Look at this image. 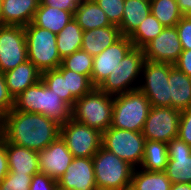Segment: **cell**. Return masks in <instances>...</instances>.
I'll list each match as a JSON object with an SVG mask.
<instances>
[{"label": "cell", "mask_w": 191, "mask_h": 190, "mask_svg": "<svg viewBox=\"0 0 191 190\" xmlns=\"http://www.w3.org/2000/svg\"><path fill=\"white\" fill-rule=\"evenodd\" d=\"M0 134L12 144L41 151L60 136V124L43 114L12 108L0 121Z\"/></svg>", "instance_id": "6da1fadb"}, {"label": "cell", "mask_w": 191, "mask_h": 190, "mask_svg": "<svg viewBox=\"0 0 191 190\" xmlns=\"http://www.w3.org/2000/svg\"><path fill=\"white\" fill-rule=\"evenodd\" d=\"M14 108L18 111L43 114L60 125L72 119V107L50 90L42 80L16 97Z\"/></svg>", "instance_id": "7a4b0ae2"}, {"label": "cell", "mask_w": 191, "mask_h": 190, "mask_svg": "<svg viewBox=\"0 0 191 190\" xmlns=\"http://www.w3.org/2000/svg\"><path fill=\"white\" fill-rule=\"evenodd\" d=\"M112 112L113 96L94 87L75 101L72 107V119L103 133L111 126Z\"/></svg>", "instance_id": "3957f363"}, {"label": "cell", "mask_w": 191, "mask_h": 190, "mask_svg": "<svg viewBox=\"0 0 191 190\" xmlns=\"http://www.w3.org/2000/svg\"><path fill=\"white\" fill-rule=\"evenodd\" d=\"M97 190H129L134 167L103 146L92 157Z\"/></svg>", "instance_id": "277c9868"}, {"label": "cell", "mask_w": 191, "mask_h": 190, "mask_svg": "<svg viewBox=\"0 0 191 190\" xmlns=\"http://www.w3.org/2000/svg\"><path fill=\"white\" fill-rule=\"evenodd\" d=\"M151 104L139 89L113 96L111 127L142 132Z\"/></svg>", "instance_id": "5b68a950"}, {"label": "cell", "mask_w": 191, "mask_h": 190, "mask_svg": "<svg viewBox=\"0 0 191 190\" xmlns=\"http://www.w3.org/2000/svg\"><path fill=\"white\" fill-rule=\"evenodd\" d=\"M28 60L43 73L57 69L61 65V57L56 45V34L35 26L32 23L24 27Z\"/></svg>", "instance_id": "8992f818"}, {"label": "cell", "mask_w": 191, "mask_h": 190, "mask_svg": "<svg viewBox=\"0 0 191 190\" xmlns=\"http://www.w3.org/2000/svg\"><path fill=\"white\" fill-rule=\"evenodd\" d=\"M144 61L143 49L133 48L98 88L112 96L138 89L139 86H133V83L141 76Z\"/></svg>", "instance_id": "52a82bcc"}, {"label": "cell", "mask_w": 191, "mask_h": 190, "mask_svg": "<svg viewBox=\"0 0 191 190\" xmlns=\"http://www.w3.org/2000/svg\"><path fill=\"white\" fill-rule=\"evenodd\" d=\"M145 137L142 132L109 127L102 133V146L134 168L140 167Z\"/></svg>", "instance_id": "ba28073f"}, {"label": "cell", "mask_w": 191, "mask_h": 190, "mask_svg": "<svg viewBox=\"0 0 191 190\" xmlns=\"http://www.w3.org/2000/svg\"><path fill=\"white\" fill-rule=\"evenodd\" d=\"M174 65L164 62L145 60L142 72L144 84L138 85V89L148 98L151 106L171 107L169 90L170 70Z\"/></svg>", "instance_id": "9c48e42d"}, {"label": "cell", "mask_w": 191, "mask_h": 190, "mask_svg": "<svg viewBox=\"0 0 191 190\" xmlns=\"http://www.w3.org/2000/svg\"><path fill=\"white\" fill-rule=\"evenodd\" d=\"M60 137L74 157H93L102 146L99 130L73 119L60 125Z\"/></svg>", "instance_id": "30bf717a"}, {"label": "cell", "mask_w": 191, "mask_h": 190, "mask_svg": "<svg viewBox=\"0 0 191 190\" xmlns=\"http://www.w3.org/2000/svg\"><path fill=\"white\" fill-rule=\"evenodd\" d=\"M181 111L173 107L151 106L143 128L145 140L170 142L178 137Z\"/></svg>", "instance_id": "8fae6325"}, {"label": "cell", "mask_w": 191, "mask_h": 190, "mask_svg": "<svg viewBox=\"0 0 191 190\" xmlns=\"http://www.w3.org/2000/svg\"><path fill=\"white\" fill-rule=\"evenodd\" d=\"M28 60L22 26L0 25V72L13 70Z\"/></svg>", "instance_id": "7c38bea8"}, {"label": "cell", "mask_w": 191, "mask_h": 190, "mask_svg": "<svg viewBox=\"0 0 191 190\" xmlns=\"http://www.w3.org/2000/svg\"><path fill=\"white\" fill-rule=\"evenodd\" d=\"M134 48L132 41L121 36L111 46H108L100 54L93 57V69L91 82L94 87H99L102 82L113 73L121 60Z\"/></svg>", "instance_id": "4fadbf2b"}, {"label": "cell", "mask_w": 191, "mask_h": 190, "mask_svg": "<svg viewBox=\"0 0 191 190\" xmlns=\"http://www.w3.org/2000/svg\"><path fill=\"white\" fill-rule=\"evenodd\" d=\"M143 51L145 60L174 65L182 52L177 28L164 27L162 32L143 48Z\"/></svg>", "instance_id": "5bb4252c"}, {"label": "cell", "mask_w": 191, "mask_h": 190, "mask_svg": "<svg viewBox=\"0 0 191 190\" xmlns=\"http://www.w3.org/2000/svg\"><path fill=\"white\" fill-rule=\"evenodd\" d=\"M57 185L61 190H97L92 157H74Z\"/></svg>", "instance_id": "9a60e30c"}, {"label": "cell", "mask_w": 191, "mask_h": 190, "mask_svg": "<svg viewBox=\"0 0 191 190\" xmlns=\"http://www.w3.org/2000/svg\"><path fill=\"white\" fill-rule=\"evenodd\" d=\"M167 151L166 176L172 184L191 183V146L177 137L167 143Z\"/></svg>", "instance_id": "2e32d148"}, {"label": "cell", "mask_w": 191, "mask_h": 190, "mask_svg": "<svg viewBox=\"0 0 191 190\" xmlns=\"http://www.w3.org/2000/svg\"><path fill=\"white\" fill-rule=\"evenodd\" d=\"M73 158L65 141L59 136L45 149L38 151L39 171L57 181L72 163Z\"/></svg>", "instance_id": "e0dca14e"}, {"label": "cell", "mask_w": 191, "mask_h": 190, "mask_svg": "<svg viewBox=\"0 0 191 190\" xmlns=\"http://www.w3.org/2000/svg\"><path fill=\"white\" fill-rule=\"evenodd\" d=\"M38 0H2L1 25L25 27L29 25L38 8Z\"/></svg>", "instance_id": "ac0fdd59"}, {"label": "cell", "mask_w": 191, "mask_h": 190, "mask_svg": "<svg viewBox=\"0 0 191 190\" xmlns=\"http://www.w3.org/2000/svg\"><path fill=\"white\" fill-rule=\"evenodd\" d=\"M10 95L15 99L28 87L41 80V72L29 60L18 65L13 70L3 73Z\"/></svg>", "instance_id": "d6986e66"}, {"label": "cell", "mask_w": 191, "mask_h": 190, "mask_svg": "<svg viewBox=\"0 0 191 190\" xmlns=\"http://www.w3.org/2000/svg\"><path fill=\"white\" fill-rule=\"evenodd\" d=\"M8 168L11 174L39 173L38 151L12 144L6 140Z\"/></svg>", "instance_id": "ffe728a7"}, {"label": "cell", "mask_w": 191, "mask_h": 190, "mask_svg": "<svg viewBox=\"0 0 191 190\" xmlns=\"http://www.w3.org/2000/svg\"><path fill=\"white\" fill-rule=\"evenodd\" d=\"M118 26L111 25L83 32L81 50L96 56L121 37Z\"/></svg>", "instance_id": "44dd1931"}, {"label": "cell", "mask_w": 191, "mask_h": 190, "mask_svg": "<svg viewBox=\"0 0 191 190\" xmlns=\"http://www.w3.org/2000/svg\"><path fill=\"white\" fill-rule=\"evenodd\" d=\"M169 90L171 107L180 111L191 106V77L175 66L170 70Z\"/></svg>", "instance_id": "7402d4cb"}, {"label": "cell", "mask_w": 191, "mask_h": 190, "mask_svg": "<svg viewBox=\"0 0 191 190\" xmlns=\"http://www.w3.org/2000/svg\"><path fill=\"white\" fill-rule=\"evenodd\" d=\"M72 19L74 14L69 11L38 5L31 23L57 35Z\"/></svg>", "instance_id": "603a6c76"}, {"label": "cell", "mask_w": 191, "mask_h": 190, "mask_svg": "<svg viewBox=\"0 0 191 190\" xmlns=\"http://www.w3.org/2000/svg\"><path fill=\"white\" fill-rule=\"evenodd\" d=\"M74 20L83 31L112 25L94 0H82L74 12Z\"/></svg>", "instance_id": "cb8c5ba5"}, {"label": "cell", "mask_w": 191, "mask_h": 190, "mask_svg": "<svg viewBox=\"0 0 191 190\" xmlns=\"http://www.w3.org/2000/svg\"><path fill=\"white\" fill-rule=\"evenodd\" d=\"M151 13L150 0H125L121 24L122 36L129 37Z\"/></svg>", "instance_id": "d4e9b609"}, {"label": "cell", "mask_w": 191, "mask_h": 190, "mask_svg": "<svg viewBox=\"0 0 191 190\" xmlns=\"http://www.w3.org/2000/svg\"><path fill=\"white\" fill-rule=\"evenodd\" d=\"M172 182L164 171L134 169L129 190H170Z\"/></svg>", "instance_id": "484cf974"}, {"label": "cell", "mask_w": 191, "mask_h": 190, "mask_svg": "<svg viewBox=\"0 0 191 190\" xmlns=\"http://www.w3.org/2000/svg\"><path fill=\"white\" fill-rule=\"evenodd\" d=\"M83 30L72 19L56 36V45L61 59L81 50Z\"/></svg>", "instance_id": "4316f807"}, {"label": "cell", "mask_w": 191, "mask_h": 190, "mask_svg": "<svg viewBox=\"0 0 191 190\" xmlns=\"http://www.w3.org/2000/svg\"><path fill=\"white\" fill-rule=\"evenodd\" d=\"M168 159L167 143L145 140L140 168L142 166L146 171H165Z\"/></svg>", "instance_id": "83f0119b"}, {"label": "cell", "mask_w": 191, "mask_h": 190, "mask_svg": "<svg viewBox=\"0 0 191 190\" xmlns=\"http://www.w3.org/2000/svg\"><path fill=\"white\" fill-rule=\"evenodd\" d=\"M164 27L165 26L150 13L128 38L132 41L134 48L143 49L162 32Z\"/></svg>", "instance_id": "f1b7e54d"}, {"label": "cell", "mask_w": 191, "mask_h": 190, "mask_svg": "<svg viewBox=\"0 0 191 190\" xmlns=\"http://www.w3.org/2000/svg\"><path fill=\"white\" fill-rule=\"evenodd\" d=\"M151 13L165 27H175L183 14L176 0H150Z\"/></svg>", "instance_id": "f546056e"}, {"label": "cell", "mask_w": 191, "mask_h": 190, "mask_svg": "<svg viewBox=\"0 0 191 190\" xmlns=\"http://www.w3.org/2000/svg\"><path fill=\"white\" fill-rule=\"evenodd\" d=\"M41 80L50 89L53 90L64 102L71 107L74 106L76 99L67 93L66 77L58 69H52L41 73Z\"/></svg>", "instance_id": "4dcf8cb0"}, {"label": "cell", "mask_w": 191, "mask_h": 190, "mask_svg": "<svg viewBox=\"0 0 191 190\" xmlns=\"http://www.w3.org/2000/svg\"><path fill=\"white\" fill-rule=\"evenodd\" d=\"M57 69H68L86 75L91 79L93 56L83 50H78L63 58L61 65Z\"/></svg>", "instance_id": "1f68e13d"}, {"label": "cell", "mask_w": 191, "mask_h": 190, "mask_svg": "<svg viewBox=\"0 0 191 190\" xmlns=\"http://www.w3.org/2000/svg\"><path fill=\"white\" fill-rule=\"evenodd\" d=\"M58 70L63 74V77H66L67 93H71L76 100L80 99L94 88L88 76L68 69Z\"/></svg>", "instance_id": "d6a6232c"}, {"label": "cell", "mask_w": 191, "mask_h": 190, "mask_svg": "<svg viewBox=\"0 0 191 190\" xmlns=\"http://www.w3.org/2000/svg\"><path fill=\"white\" fill-rule=\"evenodd\" d=\"M105 12L112 25L119 26L122 21L125 0H94Z\"/></svg>", "instance_id": "836d02e7"}, {"label": "cell", "mask_w": 191, "mask_h": 190, "mask_svg": "<svg viewBox=\"0 0 191 190\" xmlns=\"http://www.w3.org/2000/svg\"><path fill=\"white\" fill-rule=\"evenodd\" d=\"M34 174H11L0 182V190H29L32 176Z\"/></svg>", "instance_id": "e575fe53"}, {"label": "cell", "mask_w": 191, "mask_h": 190, "mask_svg": "<svg viewBox=\"0 0 191 190\" xmlns=\"http://www.w3.org/2000/svg\"><path fill=\"white\" fill-rule=\"evenodd\" d=\"M182 50L191 49V16H183L175 26Z\"/></svg>", "instance_id": "d590c367"}, {"label": "cell", "mask_w": 191, "mask_h": 190, "mask_svg": "<svg viewBox=\"0 0 191 190\" xmlns=\"http://www.w3.org/2000/svg\"><path fill=\"white\" fill-rule=\"evenodd\" d=\"M14 108V99L8 92L3 73L0 72V121Z\"/></svg>", "instance_id": "8d00e7d4"}, {"label": "cell", "mask_w": 191, "mask_h": 190, "mask_svg": "<svg viewBox=\"0 0 191 190\" xmlns=\"http://www.w3.org/2000/svg\"><path fill=\"white\" fill-rule=\"evenodd\" d=\"M178 138L191 146V106L181 111Z\"/></svg>", "instance_id": "74e56055"}, {"label": "cell", "mask_w": 191, "mask_h": 190, "mask_svg": "<svg viewBox=\"0 0 191 190\" xmlns=\"http://www.w3.org/2000/svg\"><path fill=\"white\" fill-rule=\"evenodd\" d=\"M57 181L44 173H37L32 176L29 190H56Z\"/></svg>", "instance_id": "f35d334b"}, {"label": "cell", "mask_w": 191, "mask_h": 190, "mask_svg": "<svg viewBox=\"0 0 191 190\" xmlns=\"http://www.w3.org/2000/svg\"><path fill=\"white\" fill-rule=\"evenodd\" d=\"M82 0H41L39 5L55 7L60 10L69 11L74 14Z\"/></svg>", "instance_id": "ab89813d"}, {"label": "cell", "mask_w": 191, "mask_h": 190, "mask_svg": "<svg viewBox=\"0 0 191 190\" xmlns=\"http://www.w3.org/2000/svg\"><path fill=\"white\" fill-rule=\"evenodd\" d=\"M174 66L181 72H184L186 75L191 77V49L182 50Z\"/></svg>", "instance_id": "60d3db41"}, {"label": "cell", "mask_w": 191, "mask_h": 190, "mask_svg": "<svg viewBox=\"0 0 191 190\" xmlns=\"http://www.w3.org/2000/svg\"><path fill=\"white\" fill-rule=\"evenodd\" d=\"M8 172L6 139L0 134V182L7 176Z\"/></svg>", "instance_id": "b9f144b4"}, {"label": "cell", "mask_w": 191, "mask_h": 190, "mask_svg": "<svg viewBox=\"0 0 191 190\" xmlns=\"http://www.w3.org/2000/svg\"><path fill=\"white\" fill-rule=\"evenodd\" d=\"M183 16H191V0H176Z\"/></svg>", "instance_id": "7bdbcfd3"}, {"label": "cell", "mask_w": 191, "mask_h": 190, "mask_svg": "<svg viewBox=\"0 0 191 190\" xmlns=\"http://www.w3.org/2000/svg\"><path fill=\"white\" fill-rule=\"evenodd\" d=\"M170 190H191V183H174Z\"/></svg>", "instance_id": "ee69618b"}, {"label": "cell", "mask_w": 191, "mask_h": 190, "mask_svg": "<svg viewBox=\"0 0 191 190\" xmlns=\"http://www.w3.org/2000/svg\"><path fill=\"white\" fill-rule=\"evenodd\" d=\"M1 6H2V0H0V25H1V19H2Z\"/></svg>", "instance_id": "f6af8a7d"}]
</instances>
